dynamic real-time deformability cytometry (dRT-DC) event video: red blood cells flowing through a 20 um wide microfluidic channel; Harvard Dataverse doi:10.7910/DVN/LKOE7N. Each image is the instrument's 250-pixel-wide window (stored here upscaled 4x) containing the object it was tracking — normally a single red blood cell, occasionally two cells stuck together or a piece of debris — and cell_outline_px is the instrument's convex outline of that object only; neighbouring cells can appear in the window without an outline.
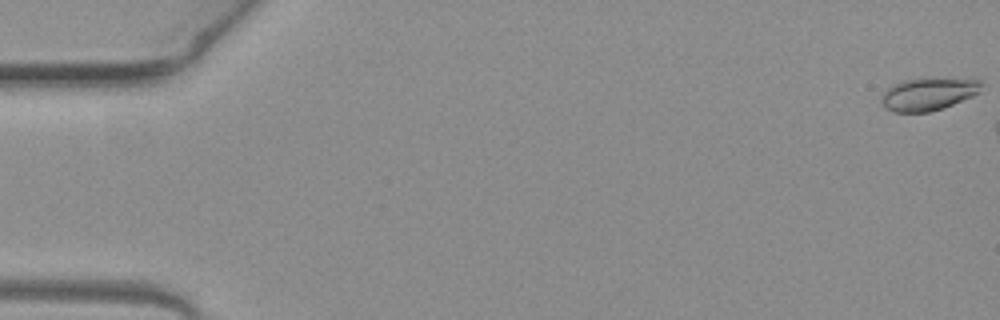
{"species": "common noctule bat (a hibernating species)", "species_latin": "Nyctalus noctula", "temperature_condition": "warm", "stored_images_in_passage": 3, "camera_frame_rate_fps": 3000, "um_per_image_px": 0.085, "animal": {"sex": "female", "body_mass_g": 19.3, "forearm_length_mm": 54.1}, "frame": {"image": 1, "passage_image": 1, "time_ms": 0.0, "image_size_px": [1000, 320], "cell_outline_px": [[984, 84], [980, 92], [972, 96], [944, 108], [928, 112], [892, 112], [884, 108], [880, 100], [880, 96], [892, 84], [900, 80], [928, 76], [972, 76], [980, 80]], "centroid_in_image_um": [78.98, 7.91], "position_along_channel_um": 6.0, "area_um2": 20.46}}